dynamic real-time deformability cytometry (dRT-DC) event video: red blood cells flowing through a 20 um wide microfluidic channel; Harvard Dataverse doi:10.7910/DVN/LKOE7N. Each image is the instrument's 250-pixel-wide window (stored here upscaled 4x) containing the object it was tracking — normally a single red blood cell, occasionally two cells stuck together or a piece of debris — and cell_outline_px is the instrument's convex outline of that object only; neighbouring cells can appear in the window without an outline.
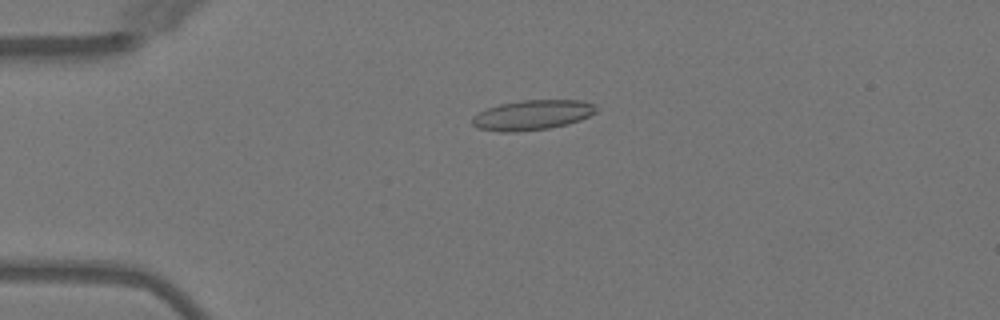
{"species": "Egyptian fruit bat (a non-hibernating species)", "species_latin": "Rousettus aegyptiacus", "temperature_condition": "warm", "stored_images_in_passage": 4, "camera_frame_rate_fps": 3000, "um_per_image_px": 0.085, "animal": {"sex": "female"}, "frame": {"image": 1, "passage_image": 3, "time_ms": 3.667, "image_size_px": [1000, 320], "cell_outline_px": [[600, 108], [596, 112], [580, 120], [568, 124], [548, 128], [516, 132], [500, 132], [476, 128], [472, 124], [472, 116], [488, 108], [500, 104], [520, 100], [580, 100], [596, 104]], "centroid_in_image_um": [45.26, 9.77], "position_along_channel_um": 39.7, "area_um2": 21.79}}